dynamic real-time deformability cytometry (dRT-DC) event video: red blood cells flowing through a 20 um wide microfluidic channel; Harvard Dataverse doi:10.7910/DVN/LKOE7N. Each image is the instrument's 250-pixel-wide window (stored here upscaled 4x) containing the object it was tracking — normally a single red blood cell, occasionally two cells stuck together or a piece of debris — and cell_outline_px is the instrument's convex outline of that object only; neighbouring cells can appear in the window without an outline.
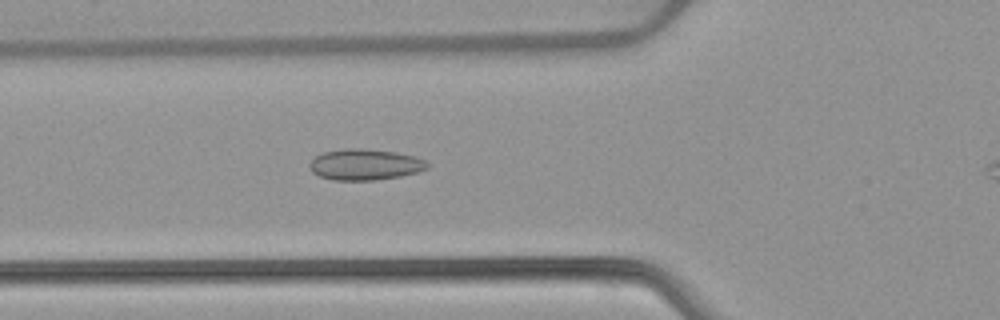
{"species": "common noctule bat (a hibernating species)", "species_latin": "Nyctalus noctula", "temperature_condition": "warm", "stored_images_in_passage": 42, "camera_frame_rate_fps": 3000, "um_per_image_px": 0.085, "animal": {"sex": "female", "body_mass_g": 22.7, "forearm_length_mm": 54.2}, "frame": {"image": 1, "passage_image": 14, "time_ms": 4.333, "image_size_px": [1000, 320], "cell_outline_px": [[428, 168], [416, 172], [400, 176], [376, 180], [332, 180], [320, 176], [312, 172], [308, 164], [316, 156], [324, 152], [344, 148], [360, 148], [396, 152], [416, 156], [424, 160], [428, 164]], "centroid_in_image_um": [31.01, 13.98], "position_along_channel_um": 94.8, "area_um2": 21.27}}
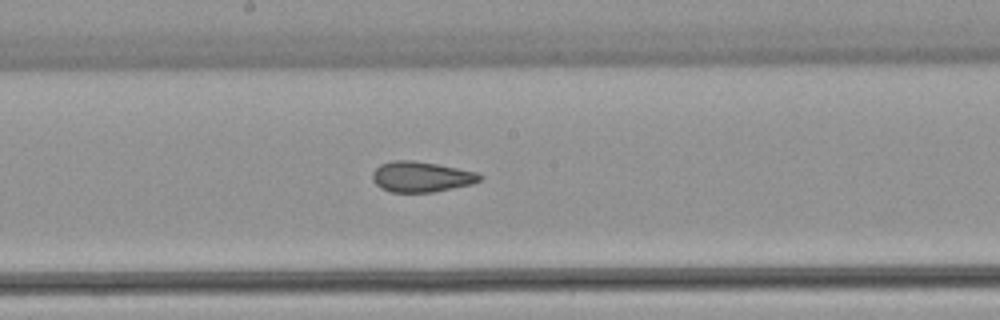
{"frame": {"image": 2, "passage_image": 23, "time_ms": 7.333, "image_size_px": [1000, 320], "cell_outline_px": [[484, 176], [480, 180], [472, 184], [432, 192], [392, 192], [380, 188], [372, 180], [372, 172], [380, 164], [392, 160], [412, 160], [436, 164], [476, 172]], "centroid_in_image_um": [35.77, 15.02], "position_along_channel_um": 212.4, "area_um2": 19.02}}
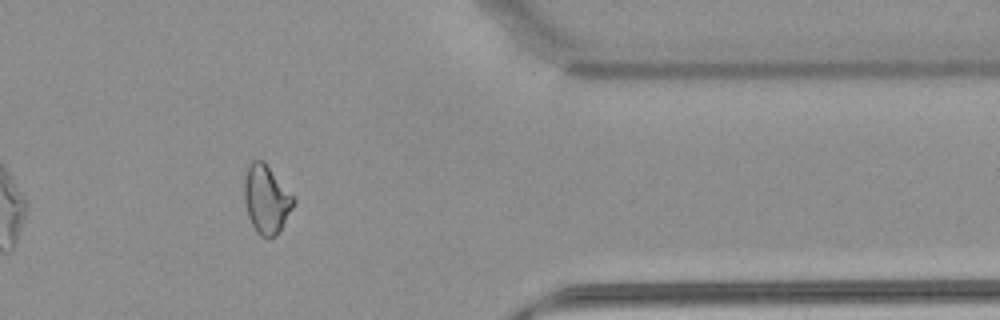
{"frame": {"image": 3, "passage_image": 38, "time_ms": 12.333, "image_size_px": [1000, 320], "cell_outline_px": [[296, 200], [280, 232], [276, 236], [260, 236], [256, 232], [248, 216], [244, 200], [244, 180], [248, 168], [252, 160], [264, 160]], "centroid_in_image_um": [22.63, 16.94], "position_along_channel_um": 388.8, "area_um2": 19.48}, "authors_computed_cell_mechanics": {"area_um2": 19.5364, "velocity_mm_per_s": 3.9079, "shape_relaxation_time_tau1_ms": null, "shape_relaxation_time_tau2_ms": 2.3147, "deformation_change_tau1": null, "deformation_change_tau2": 0.0814}}